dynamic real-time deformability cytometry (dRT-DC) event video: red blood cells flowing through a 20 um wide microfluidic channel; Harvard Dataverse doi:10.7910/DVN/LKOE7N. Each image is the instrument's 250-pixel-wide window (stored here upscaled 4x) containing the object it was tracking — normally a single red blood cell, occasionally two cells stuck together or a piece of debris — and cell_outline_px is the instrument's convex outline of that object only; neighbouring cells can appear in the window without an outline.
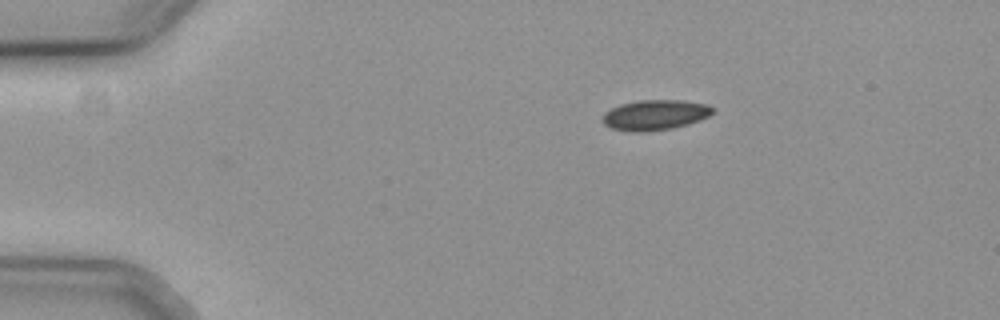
{"species": "common noctule bat (a hibernating species)", "species_latin": "Nyctalus noctula", "temperature_condition": "cold", "stored_images_in_passage": 36, "camera_frame_rate_fps": 3000, "um_per_image_px": 0.085, "animal": {"sex": "female", "body_mass_g": 19.3, "forearm_length_mm": 54.1}, "frame": {"image": 1, "passage_image": 1, "time_ms": 0.0, "image_size_px": [1000, 320], "cell_outline_px": [[716, 108], [708, 116], [700, 120], [688, 124], [672, 128], [644, 132], [628, 132], [612, 128], [604, 124], [600, 120], [604, 112], [620, 104], [640, 100], [680, 100], [708, 104]], "centroid_in_image_um": [55.66, 9.77], "position_along_channel_um": 29.3, "area_um2": 19.59}}
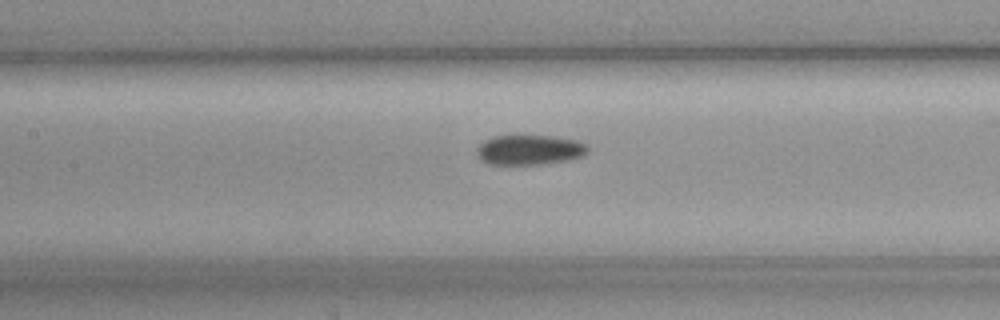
{"frame": {"image": 2, "passage_image": 17, "time_ms": 5.333, "image_size_px": [1000, 320], "cell_outline_px": [[588, 152], [584, 156], [568, 160], [540, 164], [488, 164], [480, 160], [476, 152], [476, 148], [484, 140], [492, 136], [552, 136], [580, 140], [588, 144]], "centroid_in_image_um": [45.03, 12.73], "position_along_channel_um": 162.4, "area_um2": 19.59}}
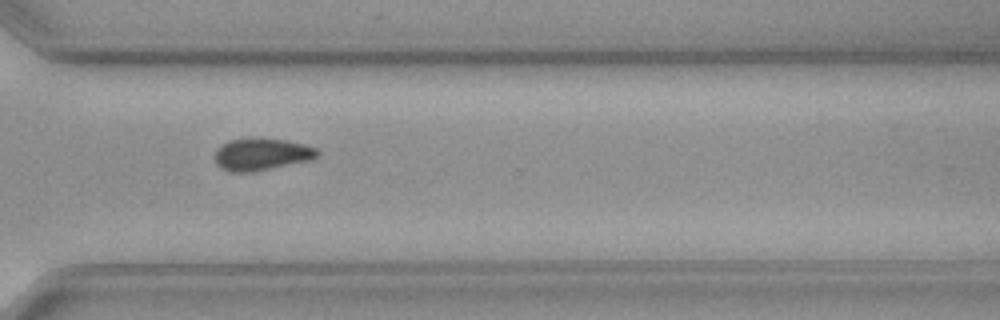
{"frame": {"image": 3, "passage_image": 32, "time_ms": 10.333, "image_size_px": [1000, 320], "cell_outline_px": [[320, 156], [308, 160], [256, 172], [228, 172], [220, 168], [216, 164], [216, 148], [220, 144], [228, 140], [248, 136], [284, 140], [304, 144], [316, 148], [320, 152]], "centroid_in_image_um": [22.19, 13.1], "position_along_channel_um": 348.4, "area_um2": 19.71}}